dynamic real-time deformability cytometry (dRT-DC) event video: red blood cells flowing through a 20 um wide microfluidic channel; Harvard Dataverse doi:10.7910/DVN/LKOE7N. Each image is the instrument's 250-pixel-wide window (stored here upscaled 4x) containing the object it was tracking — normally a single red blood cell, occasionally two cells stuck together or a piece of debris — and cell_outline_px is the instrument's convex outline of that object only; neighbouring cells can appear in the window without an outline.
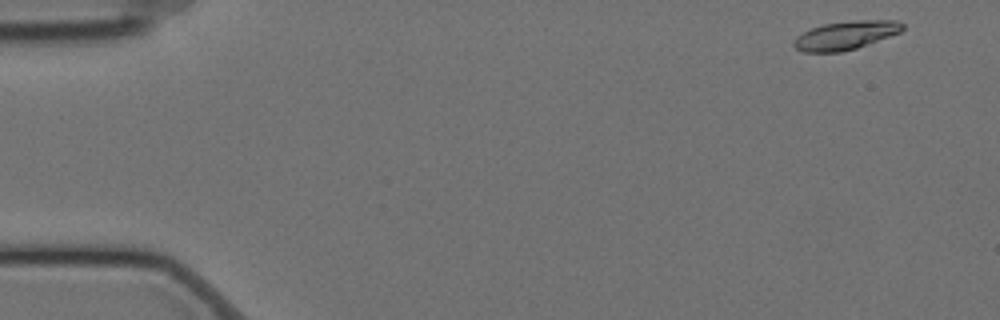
{"species": "Egyptian fruit bat (a non-hibernating species)", "species_latin": "Rousettus aegyptiacus", "temperature_condition": "cold", "stored_images_in_passage": 14, "camera_frame_rate_fps": 3000, "um_per_image_px": 0.085, "animal": {"sex": "female"}, "frame": {"image": 1, "passage_image": 1, "time_ms": 0.0, "image_size_px": [1000, 320], "cell_outline_px": [[904, 28], [900, 32], [856, 48], [840, 52], [804, 52], [796, 48], [792, 44], [796, 36], [812, 28], [824, 24], [856, 20], [896, 20], [904, 24]], "centroid_in_image_um": [71.87, 3.0], "position_along_channel_um": 13.1, "area_um2": 17.86}}
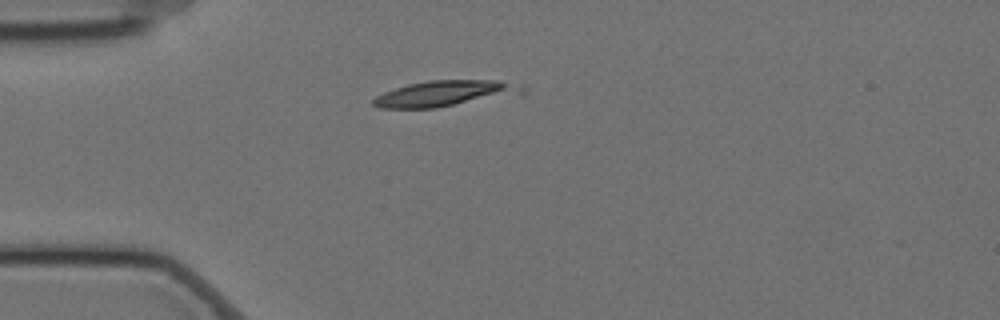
{"frame": {"image": 2, "passage_image": 13, "time_ms": 4.0, "image_size_px": [1000, 320], "cell_outline_px": [[528, 88], [524, 92], [436, 108], [380, 108], [372, 104], [372, 100], [376, 96], [384, 92], [408, 84], [428, 80], [500, 80], [524, 84]], "centroid_in_image_um": [37.83, 7.93], "position_along_channel_um": 47.2, "area_um2": 22.31}}